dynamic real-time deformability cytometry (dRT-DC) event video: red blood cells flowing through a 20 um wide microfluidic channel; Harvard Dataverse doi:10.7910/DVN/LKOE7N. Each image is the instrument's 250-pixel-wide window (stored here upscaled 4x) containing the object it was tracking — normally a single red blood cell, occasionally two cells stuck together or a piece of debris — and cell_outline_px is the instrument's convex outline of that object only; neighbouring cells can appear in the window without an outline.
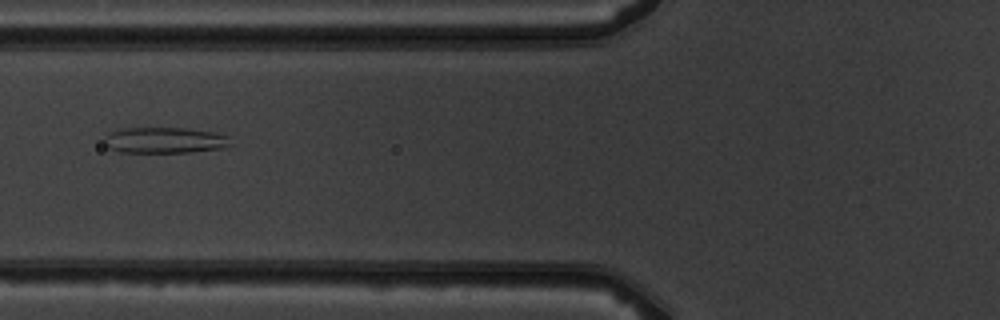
{"species": "common noctule bat (a hibernating species)", "species_latin": "Nyctalus noctula", "temperature_condition": "warm", "stored_images_in_passage": 7, "camera_frame_rate_fps": 3000, "um_per_image_px": 0.085, "animal": {"sex": "male", "body_mass_g": 19.5, "forearm_length_mm": 54.6}, "frame": {"image": 1, "passage_image": 6, "time_ms": 6.0, "image_size_px": [1000, 320], "cell_outline_px": [[232, 144], [224, 148], [188, 152], [120, 152], [108, 148], [104, 140], [112, 132], [124, 128], [188, 128], [212, 132], [228, 136]], "centroid_in_image_um": [14.04, 11.92], "position_along_channel_um": 111.8, "area_um2": 18.9}}